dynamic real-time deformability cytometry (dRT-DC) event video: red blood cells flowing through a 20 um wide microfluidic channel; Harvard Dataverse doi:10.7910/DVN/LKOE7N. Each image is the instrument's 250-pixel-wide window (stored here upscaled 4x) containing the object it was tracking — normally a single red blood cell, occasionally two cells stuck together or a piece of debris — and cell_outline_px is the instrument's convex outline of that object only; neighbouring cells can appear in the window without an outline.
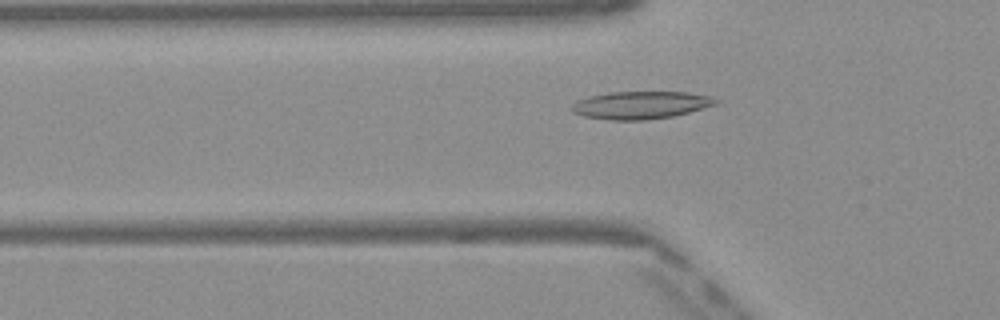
{"species": "Egyptian fruit bat (a non-hibernating species)", "species_latin": "Rousettus aegyptiacus", "temperature_condition": "warm", "stored_images_in_passage": 31, "camera_frame_rate_fps": 3000, "um_per_image_px": 0.085, "frame": {"image": 1, "passage_image": 4, "time_ms": 1.0, "image_size_px": [1000, 320], "cell_outline_px": [[720, 100], [716, 104], [688, 112], [672, 116], [644, 120], [608, 120], [584, 116], [572, 112], [568, 108], [576, 100], [588, 96], [608, 92], [688, 92], [712, 96]], "centroid_in_image_um": [54.41, 8.92], "position_along_channel_um": 71.4, "area_um2": 23.35}}
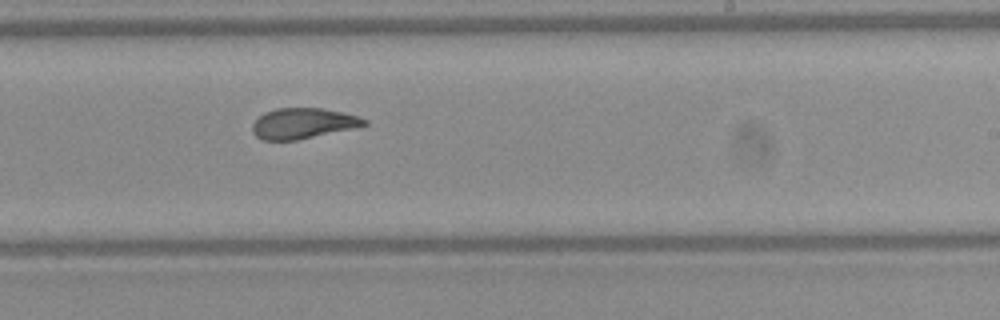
{"frame": {"image": 2, "passage_image": 18, "time_ms": 5.667, "image_size_px": [1000, 320], "cell_outline_px": [[368, 124], [352, 128], [296, 140], [264, 140], [256, 136], [252, 132], [252, 124], [264, 112], [276, 108], [320, 108], [340, 112], [356, 116], [368, 120]], "centroid_in_image_um": [25.71, 10.48], "position_along_channel_um": 263.3, "area_um2": 19.59}}
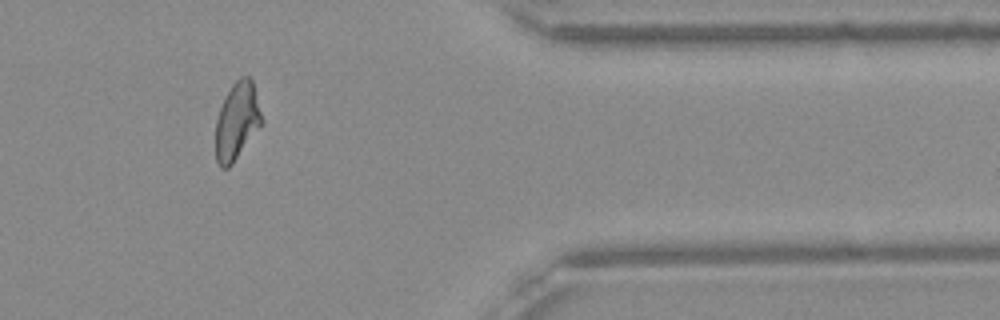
{"frame": {"image": 3, "passage_image": 29, "time_ms": 9.333, "image_size_px": [1000, 320], "cell_outline_px": [[264, 124], [232, 164], [228, 168], [220, 168], [216, 160], [216, 120], [220, 108], [232, 84], [240, 76], [248, 76], [252, 80], [264, 120]], "centroid_in_image_um": [20.17, 10.32], "position_along_channel_um": 391.2, "area_um2": 20.98}, "authors_computed_cell_mechanics": {"area_um2": 20.8658, "velocity_mm_per_s": 4.0868, "shape_relaxation_time_tau1_ms": null, "shape_relaxation_time_tau2_ms": 1.55, "deformation_change_tau1": null, "deformation_change_tau2": 0.0797}}